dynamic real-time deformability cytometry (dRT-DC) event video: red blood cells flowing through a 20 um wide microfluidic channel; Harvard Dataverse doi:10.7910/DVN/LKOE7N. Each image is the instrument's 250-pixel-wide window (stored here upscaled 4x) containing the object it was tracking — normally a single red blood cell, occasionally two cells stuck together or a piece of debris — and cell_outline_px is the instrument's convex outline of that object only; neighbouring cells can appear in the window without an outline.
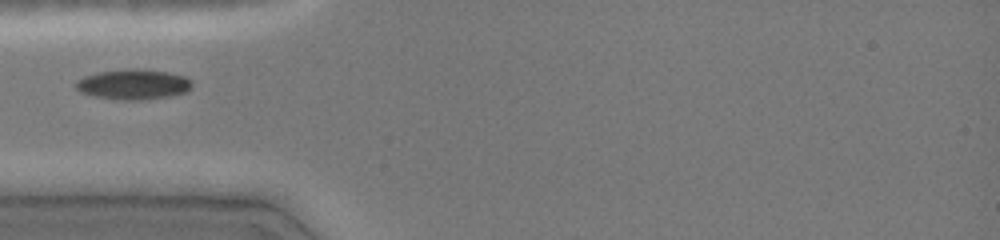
{"species": "common noctule bat (a hibernating species)", "species_latin": "Nyctalus noctula", "temperature_condition": "cold", "stored_images_in_passage": 3, "camera_frame_rate_fps": 3000, "um_per_image_px": 0.085, "animal": {"sex": "female", "body_mass_g": 19.0, "forearm_length_mm": 51.5}, "frame": {"image": 1, "passage_image": 1, "time_ms": 0.0, "image_size_px": [1000, 240], "cell_outline_px": [[192, 88], [184, 92], [172, 96], [140, 100], [120, 100], [96, 96], [80, 92], [76, 88], [76, 80], [84, 76], [100, 72], [132, 68], [136, 68], [168, 72], [184, 76], [192, 84]], "centroid_in_image_um": [11.33, 7.17], "position_along_channel_um": 73.7, "area_um2": 20.35}}